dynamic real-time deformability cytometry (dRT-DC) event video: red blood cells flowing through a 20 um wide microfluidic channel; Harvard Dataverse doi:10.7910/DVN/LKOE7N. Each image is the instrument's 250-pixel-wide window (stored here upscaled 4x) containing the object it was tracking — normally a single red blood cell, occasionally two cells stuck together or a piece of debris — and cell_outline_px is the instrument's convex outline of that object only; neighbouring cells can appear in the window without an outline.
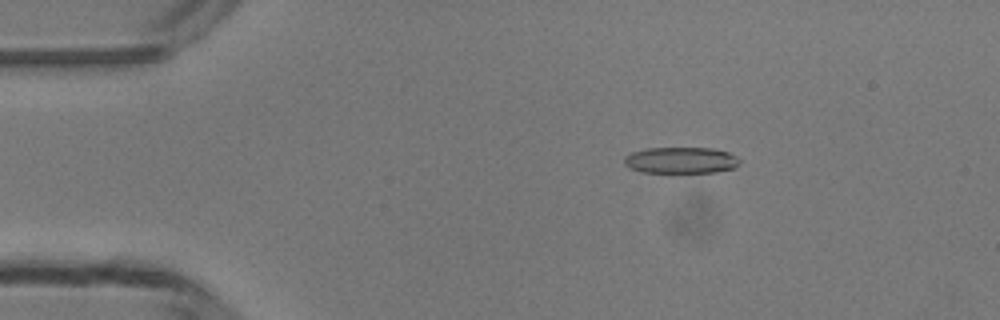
{"species": "common noctule bat (a hibernating species)", "species_latin": "Nyctalus noctula", "temperature_condition": "room temperature", "stored_images_in_passage": 49, "camera_frame_rate_fps": 3000, "um_per_image_px": 0.085, "animal": {"sex": "male", "body_mass_g": 13.3}, "frame": {"image": 1, "passage_image": 9, "time_ms": 2.667, "image_size_px": [1000, 320], "cell_outline_px": [[740, 164], [732, 168], [716, 172], [640, 172], [624, 164], [624, 156], [632, 152], [648, 148], [712, 148], [728, 152], [736, 156], [740, 160]], "centroid_in_image_um": [57.88, 13.62], "position_along_channel_um": 27.1, "area_um2": 17.63}}
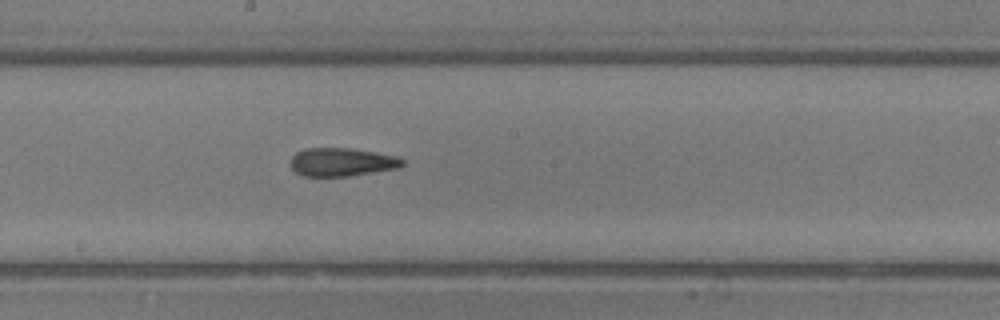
{"frame": {"image": 2, "passage_image": 27, "time_ms": 8.667, "image_size_px": [1000, 320], "cell_outline_px": [[404, 164], [400, 168], [348, 176], [304, 176], [296, 172], [292, 168], [292, 156], [296, 152], [304, 148], [348, 148], [376, 152], [400, 156], [404, 160]], "centroid_in_image_um": [29.1, 13.77], "position_along_channel_um": 219.1, "area_um2": 18.55}}
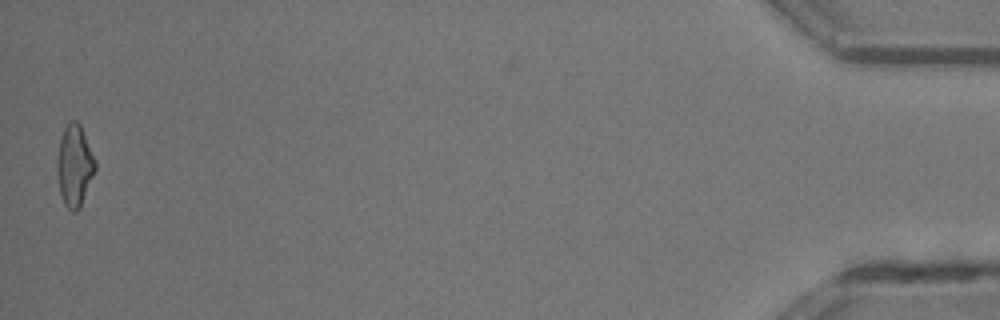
{"frame": {"image": 3, "passage_image": 49, "time_ms": 16.0, "image_size_px": [1000, 320], "cell_outline_px": [[96, 168], [80, 208], [76, 212], [72, 212], [64, 204], [60, 192], [56, 172], [56, 160], [60, 140], [64, 128], [68, 120], [76, 120], [80, 124], [96, 160]], "centroid_in_image_um": [6.32, 14.07], "position_along_channel_um": 428.9, "area_um2": 18.26}, "authors_computed_cell_mechanics": {"area_um2": 18.1492, "velocity_mm_per_s": 4.2221, "shape_relaxation_time_tau1_ms": 9.6915, "shape_relaxation_time_tau2_ms": 2.8875, "deformation_change_tau1": 0.2394, "deformation_change_tau2": 0.1383}}